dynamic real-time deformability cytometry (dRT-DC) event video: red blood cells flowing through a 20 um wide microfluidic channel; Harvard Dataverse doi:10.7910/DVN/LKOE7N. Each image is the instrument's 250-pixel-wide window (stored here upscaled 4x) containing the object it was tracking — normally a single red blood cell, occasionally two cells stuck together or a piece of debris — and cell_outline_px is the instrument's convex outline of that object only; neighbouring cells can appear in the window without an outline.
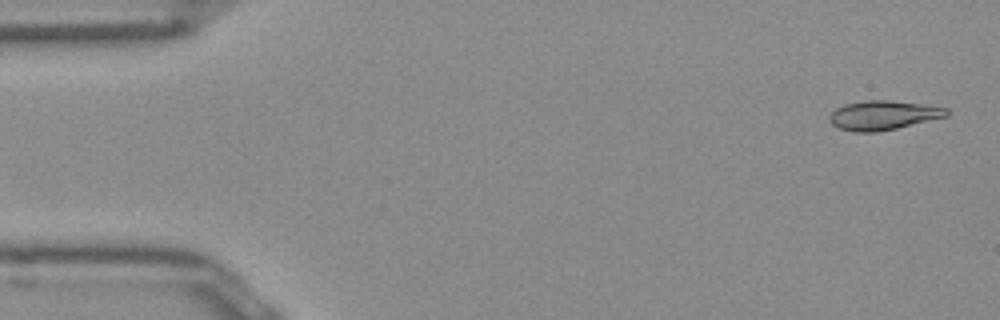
{"species": "Egyptian fruit bat (a non-hibernating species)", "species_latin": "Rousettus aegyptiacus", "temperature_condition": "room temperature", "stored_images_in_passage": 49, "camera_frame_rate_fps": 3000, "um_per_image_px": 0.085, "frame": {"image": 1, "passage_image": 1, "time_ms": 0.0, "image_size_px": [1000, 320], "cell_outline_px": [[948, 116], [896, 128], [876, 132], [852, 132], [840, 128], [832, 124], [828, 120], [828, 116], [836, 108], [844, 104], [864, 100], [888, 100], [920, 104], [948, 108]], "centroid_in_image_um": [75.03, 9.79], "position_along_channel_um": 10.0, "area_um2": 19.88}}
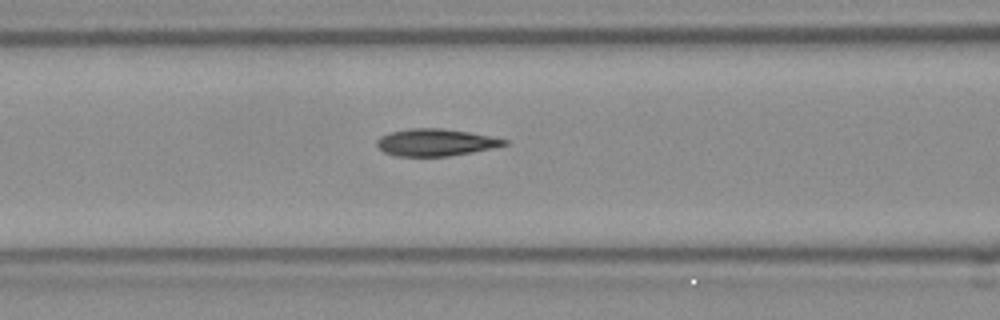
{"frame": {"image": 2, "passage_image": 19, "time_ms": 6.0, "image_size_px": [1000, 320], "cell_outline_px": [[508, 144], [472, 152], [448, 156], [396, 156], [384, 152], [376, 144], [376, 140], [380, 136], [392, 132], [412, 128], [440, 128], [468, 132], [508, 140]], "centroid_in_image_um": [36.99, 12.11], "position_along_channel_um": 129.6, "area_um2": 19.83}}
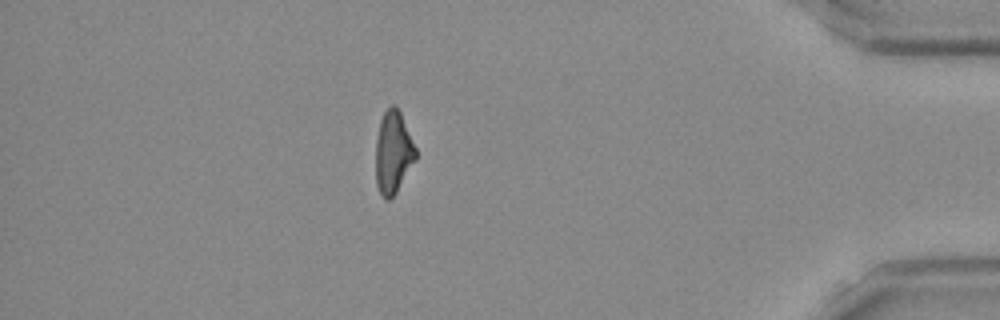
{"frame": {"image": 3, "passage_image": 43, "time_ms": 14.0, "image_size_px": [1000, 320], "cell_outline_px": [[416, 160], [396, 192], [388, 200], [384, 200], [376, 184], [376, 140], [380, 120], [384, 112], [392, 104], [400, 112], [416, 148]], "centroid_in_image_um": [33.41, 12.97], "position_along_channel_um": 401.8, "area_um2": 19.02}, "authors_computed_cell_mechanics": {"area_um2": 19.8832, "velocity_mm_per_s": 3.9825, "shape_relaxation_time_tau1_ms": 8.5354, "shape_relaxation_time_tau2_ms": 2.4673, "deformation_change_tau1": 0.2385, "deformation_change_tau2": 0.1084}}